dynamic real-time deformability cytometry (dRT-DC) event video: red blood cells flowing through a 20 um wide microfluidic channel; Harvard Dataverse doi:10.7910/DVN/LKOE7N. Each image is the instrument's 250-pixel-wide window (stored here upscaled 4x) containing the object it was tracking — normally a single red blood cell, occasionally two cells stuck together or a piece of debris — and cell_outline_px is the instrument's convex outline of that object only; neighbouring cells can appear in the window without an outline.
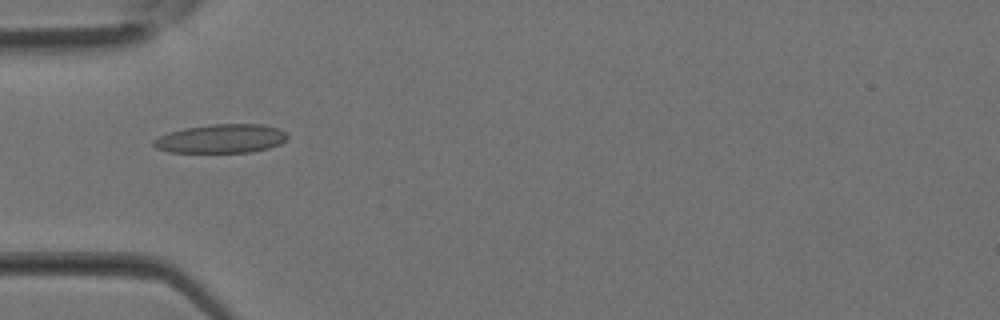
{"species": "Egyptian fruit bat (a non-hibernating species)", "species_latin": "Rousettus aegyptiacus", "temperature_condition": "room temperature", "stored_images_in_passage": 33, "camera_frame_rate_fps": 3000, "um_per_image_px": 0.085, "animal": {"sex": "female"}, "frame": {"image": 1, "passage_image": 11, "time_ms": 3.333, "image_size_px": [1000, 320], "cell_outline_px": [[288, 136], [280, 144], [268, 148], [252, 152], [168, 152], [156, 148], [152, 144], [152, 140], [168, 132], [184, 128], [212, 124], [260, 124], [276, 128], [284, 132]], "centroid_in_image_um": [18.75, 11.79], "position_along_channel_um": 66.2, "area_um2": 22.37}}
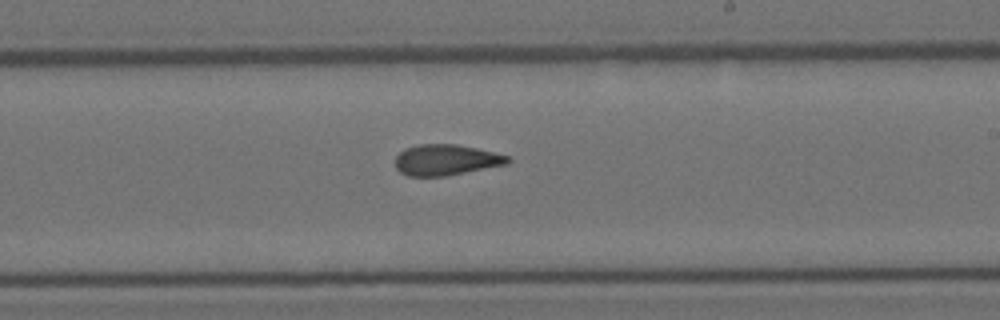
{"frame": {"image": 2, "passage_image": 20, "time_ms": 6.333, "image_size_px": [1000, 320], "cell_outline_px": [[512, 160], [508, 164], [444, 176], [408, 176], [400, 172], [396, 168], [396, 156], [404, 148], [420, 144], [456, 144], [476, 148], [508, 156]], "centroid_in_image_um": [37.9, 13.59], "position_along_channel_um": 251.1, "area_um2": 20.11}}
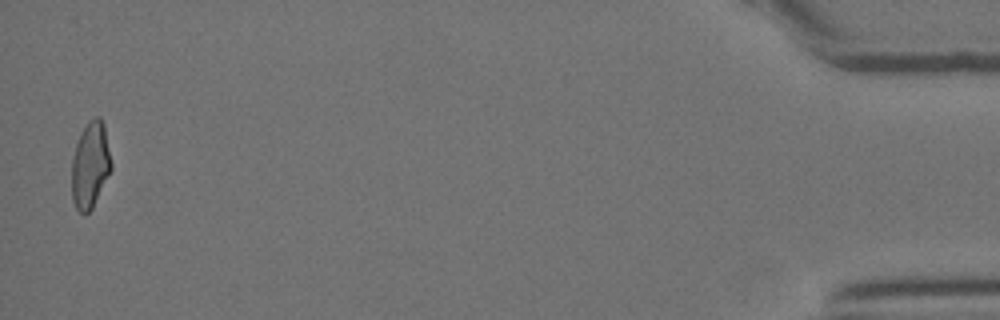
{"frame": {"image": 3, "passage_image": 33, "time_ms": 10.667, "image_size_px": [1000, 320], "cell_outline_px": [[112, 168], [92, 208], [84, 216], [76, 208], [72, 200], [72, 160], [76, 144], [80, 132], [88, 120], [96, 116], [100, 116], [104, 124], [112, 164]], "centroid_in_image_um": [7.67, 14.01], "position_along_channel_um": 427.5, "area_um2": 19.94}}